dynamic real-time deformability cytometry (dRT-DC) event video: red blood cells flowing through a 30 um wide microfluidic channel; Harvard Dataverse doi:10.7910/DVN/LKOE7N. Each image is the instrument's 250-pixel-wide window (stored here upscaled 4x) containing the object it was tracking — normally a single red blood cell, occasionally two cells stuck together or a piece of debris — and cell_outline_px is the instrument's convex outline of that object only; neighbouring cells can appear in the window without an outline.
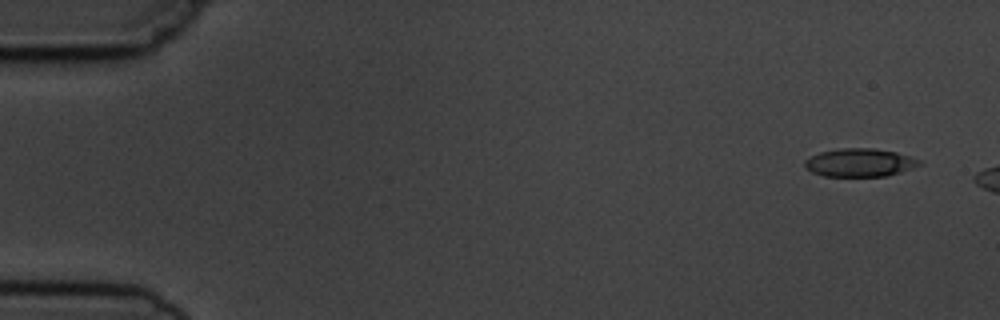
{"species": "common noctule bat (a hibernating species)", "species_latin": "Nyctalus noctula", "temperature_condition": "cold", "stored_images_in_passage": 3, "camera_frame_rate_fps": 3000, "um_per_image_px": 0.085, "animal": {"sex": "male", "body_mass_g": 19.5, "forearm_length_mm": 54.6}, "frame": {"image": 1, "passage_image": 1, "time_ms": 0.0, "image_size_px": [1000, 320], "cell_outline_px": [[924, 164], [900, 172], [884, 176], [824, 176], [812, 172], [804, 168], [804, 160], [820, 152], [840, 148], [872, 148], [896, 152], [920, 160]], "centroid_in_image_um": [73.06, 13.82], "position_along_channel_um": 11.9, "area_um2": 18.79}}